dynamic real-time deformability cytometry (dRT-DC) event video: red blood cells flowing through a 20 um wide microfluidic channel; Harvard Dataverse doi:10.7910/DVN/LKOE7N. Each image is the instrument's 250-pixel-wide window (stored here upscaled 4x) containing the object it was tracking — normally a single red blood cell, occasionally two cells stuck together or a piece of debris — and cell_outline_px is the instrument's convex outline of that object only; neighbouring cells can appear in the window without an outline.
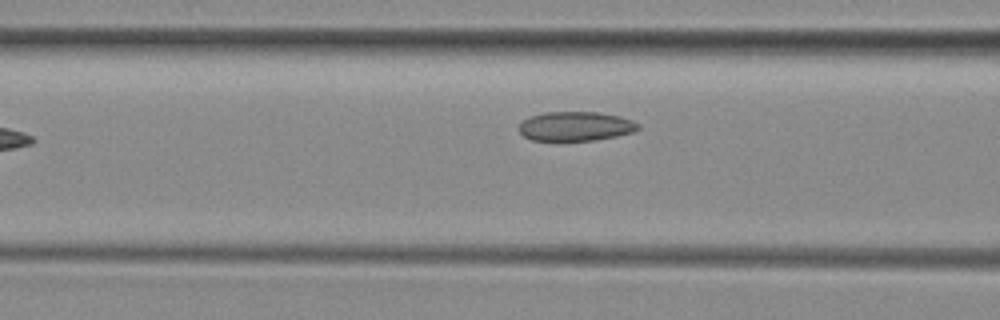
{"species": "common noctule bat (a hibernating species)", "species_latin": "Nyctalus noctula", "temperature_condition": "room temperature", "stored_images_in_passage": 6, "camera_frame_rate_fps": 3000, "um_per_image_px": 0.085, "animal": {"sex": "female", "body_mass_g": 29.2, "forearm_length_mm": 56.3}, "frame": {"image": 1, "passage_image": 5, "time_ms": 5.667, "image_size_px": [1000, 320], "cell_outline_px": [[640, 128], [632, 132], [616, 136], [596, 140], [556, 144], [532, 140], [524, 136], [516, 128], [528, 116], [544, 112], [600, 112], [620, 116], [632, 120], [640, 124]], "centroid_in_image_um": [48.86, 10.78], "position_along_channel_um": 117.7, "area_um2": 21.39}}
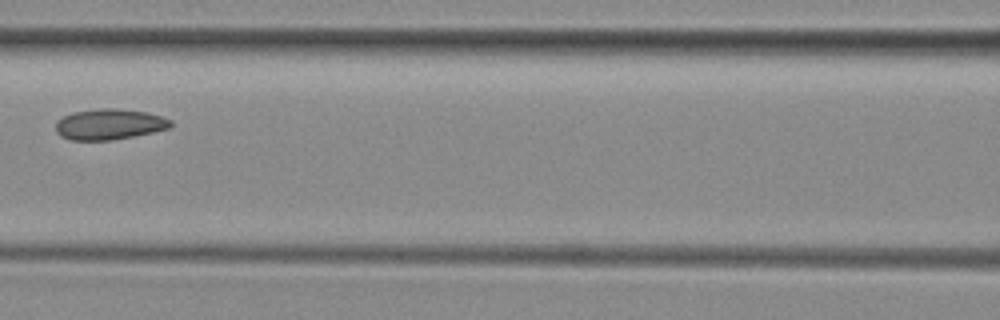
{"frame": {"image": 2, "passage_image": 6, "time_ms": 6.667, "image_size_px": [1000, 320], "cell_outline_px": [[172, 128], [112, 140], [72, 140], [60, 136], [56, 132], [56, 120], [72, 112], [100, 108], [116, 108], [148, 112], [172, 120]], "centroid_in_image_um": [9.29, 10.56], "position_along_channel_um": 157.3, "area_um2": 20.69}}